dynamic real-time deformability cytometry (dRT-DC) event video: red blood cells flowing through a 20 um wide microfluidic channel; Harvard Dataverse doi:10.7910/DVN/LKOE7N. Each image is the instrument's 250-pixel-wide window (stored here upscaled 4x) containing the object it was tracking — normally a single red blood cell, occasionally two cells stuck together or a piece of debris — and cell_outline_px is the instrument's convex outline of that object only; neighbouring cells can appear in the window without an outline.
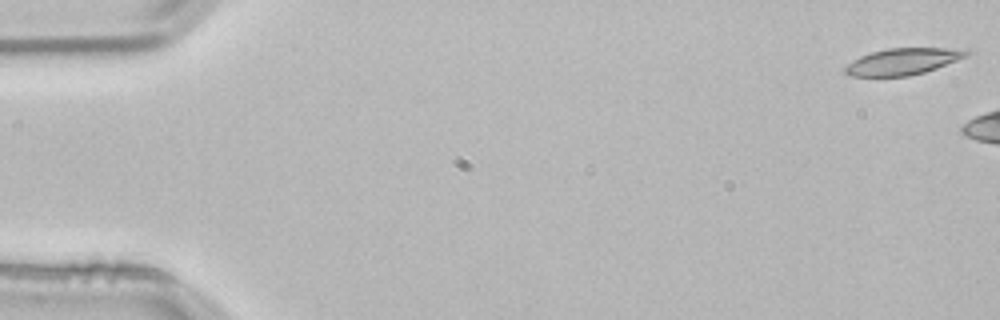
{"species": "common noctule bat (a hibernating species)", "species_latin": "Nyctalus noctula", "temperature_condition": "room temperature", "stored_images_in_passage": 7, "camera_frame_rate_fps": 3000, "um_per_image_px": 0.085, "animal": {"sex": "male", "body_mass_g": 21.5, "forearm_length_mm": 52.0}, "frame": {"image": 1, "passage_image": 1, "time_ms": 0.0, "image_size_px": [1000, 320], "cell_outline_px": [[972, 52], [968, 56], [936, 68], [924, 72], [908, 76], [848, 76], [844, 72], [844, 68], [852, 60], [860, 56], [872, 52], [888, 48], [968, 48]], "centroid_in_image_um": [76.78, 5.21], "position_along_channel_um": 8.2, "area_um2": 18.9}}